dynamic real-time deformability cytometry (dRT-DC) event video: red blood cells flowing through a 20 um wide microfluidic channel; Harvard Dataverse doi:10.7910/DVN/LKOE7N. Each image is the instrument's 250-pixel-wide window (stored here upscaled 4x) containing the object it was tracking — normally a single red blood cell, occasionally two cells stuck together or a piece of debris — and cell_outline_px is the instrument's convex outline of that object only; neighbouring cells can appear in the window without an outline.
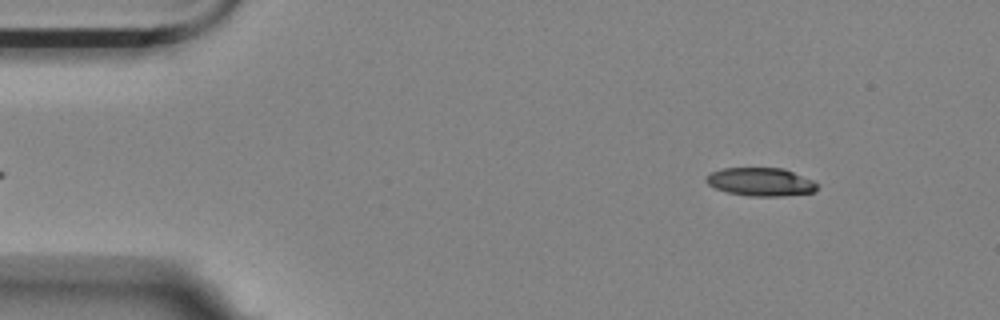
{"species": "Egyptian fruit bat (a non-hibernating species)", "species_latin": "Rousettus aegyptiacus", "temperature_condition": "room temperature", "stored_images_in_passage": 5, "camera_frame_rate_fps": 3000, "um_per_image_px": 0.085, "animal": {"sex": "female"}, "frame": {"image": 1, "passage_image": 5, "time_ms": 5.0, "image_size_px": [1000, 320], "cell_outline_px": [[816, 192], [780, 196], [752, 196], [728, 192], [716, 188], [708, 184], [704, 180], [712, 172], [720, 168], [784, 168], [812, 180], [816, 184]], "centroid_in_image_um": [64.65, 15.45], "position_along_channel_um": 20.3, "area_um2": 18.09}}